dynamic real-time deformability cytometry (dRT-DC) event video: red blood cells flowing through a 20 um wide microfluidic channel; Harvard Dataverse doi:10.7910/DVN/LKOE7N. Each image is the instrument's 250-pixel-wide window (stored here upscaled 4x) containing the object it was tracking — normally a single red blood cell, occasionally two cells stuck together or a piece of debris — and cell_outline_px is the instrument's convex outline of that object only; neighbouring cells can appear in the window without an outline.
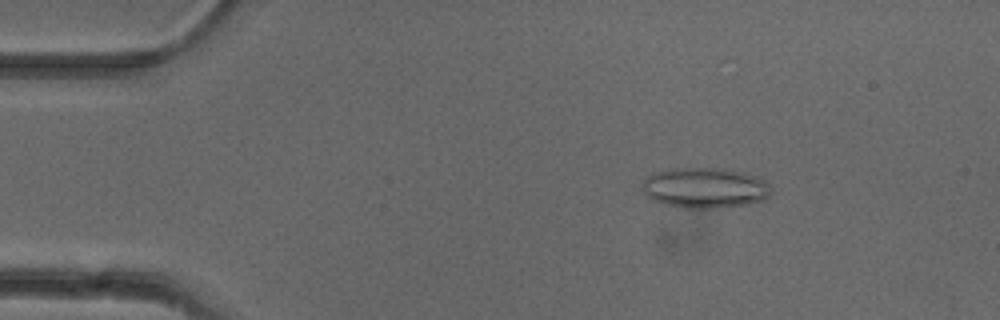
{"species": "common noctule bat (a hibernating species)", "species_latin": "Nyctalus noctula", "temperature_condition": "cold", "stored_images_in_passage": 52, "camera_frame_rate_fps": 3000, "um_per_image_px": 0.085, "animal": {"sex": "female"}, "frame": {"image": 1, "passage_image": 8, "time_ms": 2.333, "image_size_px": [1000, 320], "cell_outline_px": [[768, 196], [764, 200], [748, 204], [712, 208], [688, 208], [664, 204], [652, 200], [644, 192], [644, 176], [668, 168], [720, 168], [760, 176], [768, 184]], "centroid_in_image_um": [59.9, 15.95], "position_along_channel_um": 25.1, "area_um2": 30.23}}
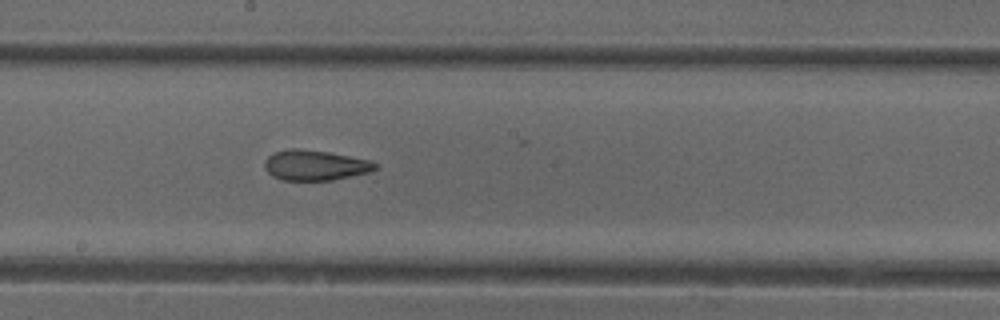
{"frame": {"image": 2, "passage_image": 28, "time_ms": 9.0, "image_size_px": [1000, 320], "cell_outline_px": [[376, 168], [372, 172], [332, 180], [280, 180], [272, 176], [264, 168], [264, 160], [268, 156], [276, 152], [292, 148], [296, 148], [328, 152], [372, 160], [376, 164]], "centroid_in_image_um": [26.79, 14.05], "position_along_channel_um": 221.4, "area_um2": 19.59}}
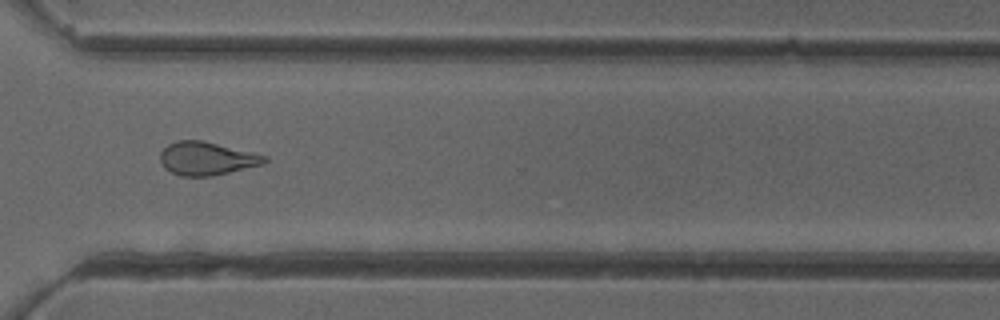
{"frame": {"image": 3, "passage_image": 38, "time_ms": 12.333, "image_size_px": [1000, 320], "cell_outline_px": [[268, 160], [264, 164], [212, 176], [180, 176], [164, 168], [160, 160], [160, 152], [168, 144], [176, 140], [204, 140], [268, 156]], "centroid_in_image_um": [17.57, 13.46], "position_along_channel_um": 353.0, "area_um2": 20.35}, "authors_computed_cell_mechanics": {"area_um2": 21.2993, "velocity_mm_per_s": 3.9662, "shape_relaxation_time_tau1_ms": null, "shape_relaxation_time_tau2_ms": 2.3384, "deformation_change_tau1": null, "deformation_change_tau2": 0.1091}}